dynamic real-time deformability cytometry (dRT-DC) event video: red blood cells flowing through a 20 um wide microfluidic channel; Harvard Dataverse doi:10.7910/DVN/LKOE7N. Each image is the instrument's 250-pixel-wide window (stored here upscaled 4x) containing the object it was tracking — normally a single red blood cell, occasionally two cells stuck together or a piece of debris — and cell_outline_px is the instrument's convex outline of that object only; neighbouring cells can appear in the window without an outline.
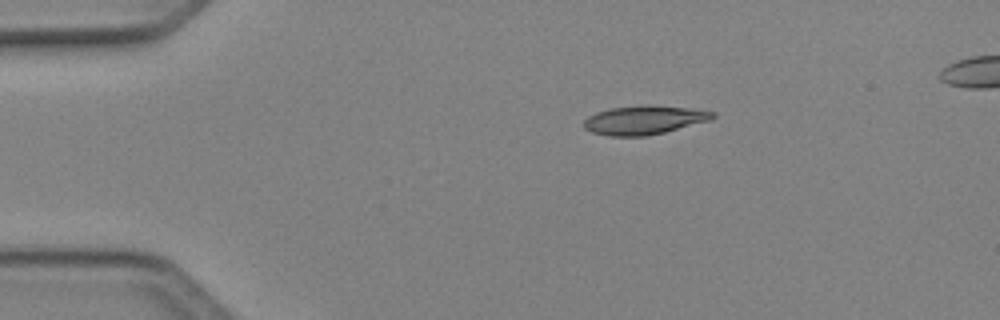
{"species": "Egyptian fruit bat (a non-hibernating species)", "species_latin": "Rousettus aegyptiacus", "temperature_condition": "cold", "stored_images_in_passage": 35, "camera_frame_rate_fps": 3000, "um_per_image_px": 0.085, "animal": {"sex": "female"}, "frame": {"image": 1, "passage_image": 1, "time_ms": 0.0, "image_size_px": [1000, 320], "cell_outline_px": [[716, 116], [712, 120], [664, 132], [644, 136], [608, 136], [592, 132], [584, 128], [584, 120], [588, 116], [596, 112], [612, 108], [644, 104], [648, 104], [688, 108], [716, 112]], "centroid_in_image_um": [54.76, 10.19], "position_along_channel_um": 30.2, "area_um2": 21.73}}
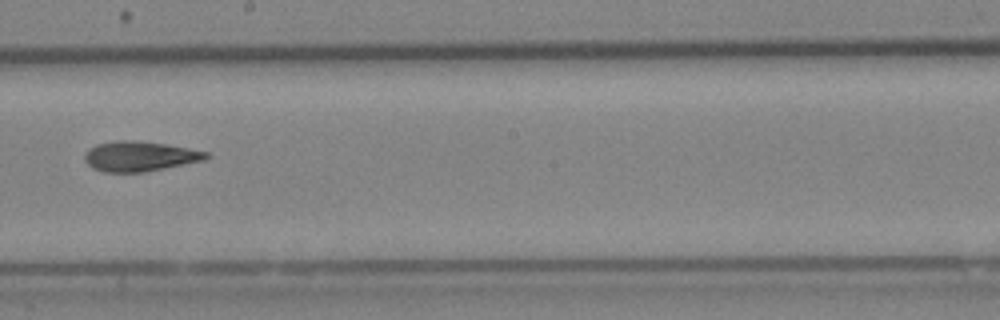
{"frame": {"image": 2, "passage_image": 20, "time_ms": 6.333, "image_size_px": [1000, 320], "cell_outline_px": [[212, 156], [204, 160], [144, 172], [104, 172], [92, 168], [84, 160], [84, 156], [88, 148], [96, 144], [116, 140], [132, 140], [164, 144], [188, 148], [208, 152]], "centroid_in_image_um": [11.85, 13.28], "position_along_channel_um": 236.4, "area_um2": 21.21}}
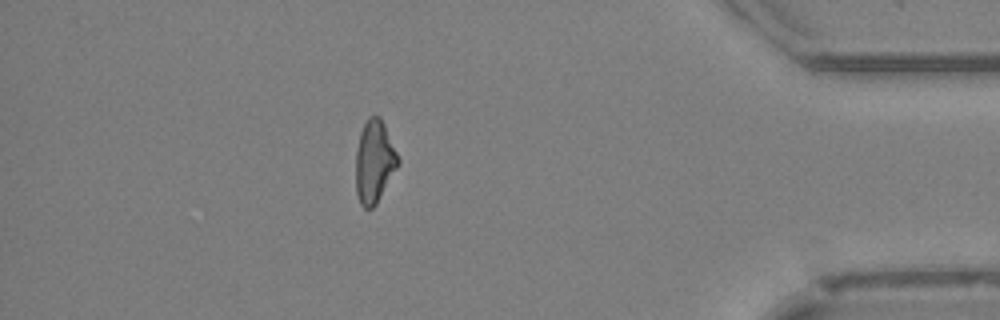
{"frame": {"image": 3, "passage_image": 35, "time_ms": 11.333, "image_size_px": [1000, 320], "cell_outline_px": [[400, 164], [376, 204], [372, 208], [364, 208], [360, 204], [356, 192], [356, 148], [360, 132], [368, 116], [380, 116], [384, 124], [400, 160]], "centroid_in_image_um": [31.82, 13.74], "position_along_channel_um": 403.4, "area_um2": 20.4}, "authors_computed_cell_mechanics": {"area_um2": 21.2126, "velocity_mm_per_s": 4.1457, "shape_relaxation_time_tau1_ms": null, "shape_relaxation_time_tau2_ms": 6.31, "deformation_change_tau1": null, "deformation_change_tau2": 0.1603}}